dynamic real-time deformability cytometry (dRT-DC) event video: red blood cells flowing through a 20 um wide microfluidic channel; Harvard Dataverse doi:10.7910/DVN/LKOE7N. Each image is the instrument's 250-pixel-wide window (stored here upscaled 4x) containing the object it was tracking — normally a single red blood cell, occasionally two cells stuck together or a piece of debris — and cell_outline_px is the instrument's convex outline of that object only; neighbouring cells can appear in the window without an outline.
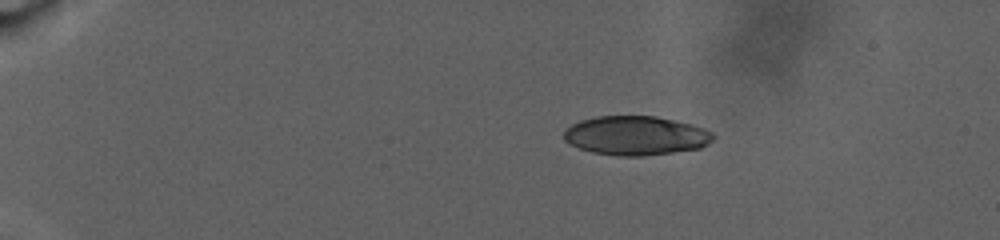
{"species": "human", "species_latin": "Homo sapiens", "temperature_condition": "warm", "stored_images_in_passage": 73, "camera_frame_rate_fps": 3000, "um_per_image_px": 0.085, "donor": {"sex": "male"}, "frame": {"image": 1, "passage_image": 1, "time_ms": 0.0, "image_size_px": [1000, 240], "cell_outline_px": [[716, 136], [708, 144], [700, 148], [644, 156], [620, 156], [592, 152], [568, 144], [564, 140], [564, 132], [572, 124], [580, 120], [596, 116], [656, 116], [692, 124], [704, 128], [712, 132]], "centroid_in_image_um": [54.05, 11.52], "position_along_channel_um": 30.9, "area_um2": 34.1}}
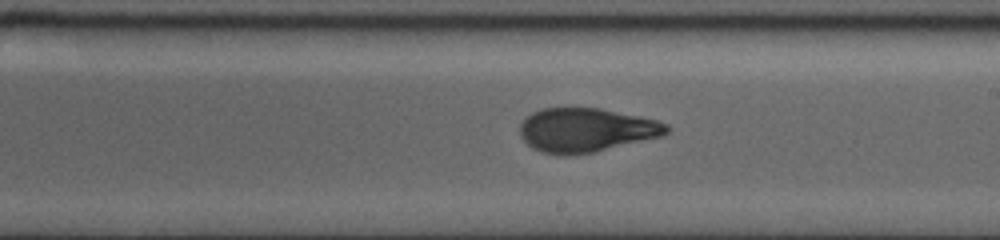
{"frame": {"image": 2, "passage_image": 40, "time_ms": 13.0, "image_size_px": [1000, 240], "cell_outline_px": [[668, 132], [664, 136], [592, 152], [568, 156], [560, 156], [540, 152], [532, 148], [520, 136], [520, 124], [532, 112], [544, 108], [600, 108], [656, 120], [668, 124]], "centroid_in_image_um": [49.8, 11.07], "position_along_channel_um": 239.2, "area_um2": 37.57}}
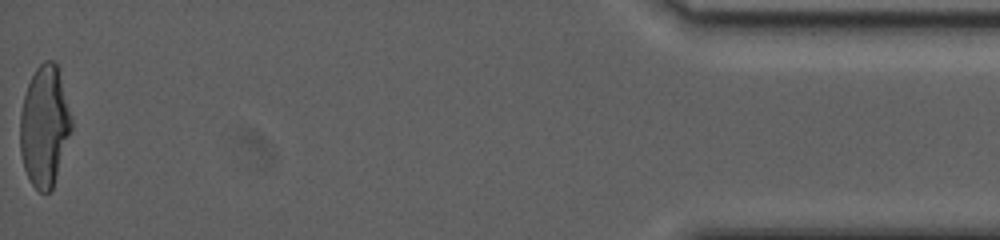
{"frame": {"image": 3, "passage_image": 73, "time_ms": 24.0, "image_size_px": [1000, 240], "cell_outline_px": [[72, 128], [52, 188], [48, 192], [40, 192], [32, 184], [24, 168], [20, 152], [20, 112], [24, 96], [28, 84], [36, 68], [44, 60], [52, 60], [60, 68], [72, 116]], "centroid_in_image_um": [3.79, 10.65], "position_along_channel_um": 431.4, "area_um2": 36.24}, "authors_computed_cell_mechanics": {"area_um2": 36.9342, "velocity_mm_per_s": 2.4309, "shape_relaxation_time_tau1_ms": null, "shape_relaxation_time_tau2_ms": 1.817, "deformation_change_tau1": null, "deformation_change_tau2": 0.0778}}